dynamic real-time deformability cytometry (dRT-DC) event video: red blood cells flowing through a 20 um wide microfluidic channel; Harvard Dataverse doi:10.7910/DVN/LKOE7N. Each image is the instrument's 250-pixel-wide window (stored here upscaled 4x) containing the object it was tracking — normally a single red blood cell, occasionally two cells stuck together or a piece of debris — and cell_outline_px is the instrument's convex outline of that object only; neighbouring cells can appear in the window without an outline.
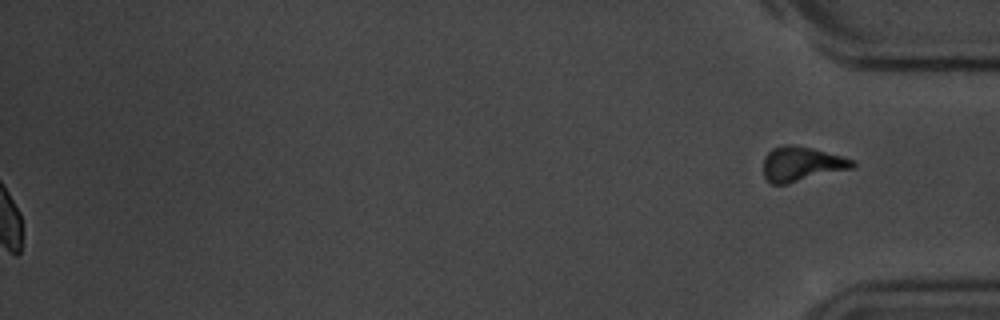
{"species": "common noctule bat (a hibernating species)", "species_latin": "Nyctalus noctula", "temperature_condition": "room temperature", "stored_images_in_passage": 44, "camera_frame_rate_fps": 3000, "um_per_image_px": 0.085, "animal": {"sex": "male", "body_mass_g": 20.1, "forearm_length_mm": 53.5}, "frame": {"image": 1, "passage_image": 44, "time_ms": 14.333, "image_size_px": [1000, 320], "cell_outline_px": [[856, 164], [852, 168], [788, 184], [772, 184], [764, 176], [764, 156], [772, 148], [784, 144], [792, 144], [812, 148], [856, 160]], "centroid_in_image_um": [68.13, 13.93], "position_along_channel_um": 367.1, "area_um2": 18.03}, "authors_computed_cell_mechanics": {"area_um2": 15.4037, "velocity_mm_per_s": 3.5866, "shape_relaxation_time_tau1_ms": 2.2754, "shape_relaxation_time_tau2_ms": 6.6804, "deformation_change_tau1": 0.0742, "deformation_change_tau2": 0.0754}}